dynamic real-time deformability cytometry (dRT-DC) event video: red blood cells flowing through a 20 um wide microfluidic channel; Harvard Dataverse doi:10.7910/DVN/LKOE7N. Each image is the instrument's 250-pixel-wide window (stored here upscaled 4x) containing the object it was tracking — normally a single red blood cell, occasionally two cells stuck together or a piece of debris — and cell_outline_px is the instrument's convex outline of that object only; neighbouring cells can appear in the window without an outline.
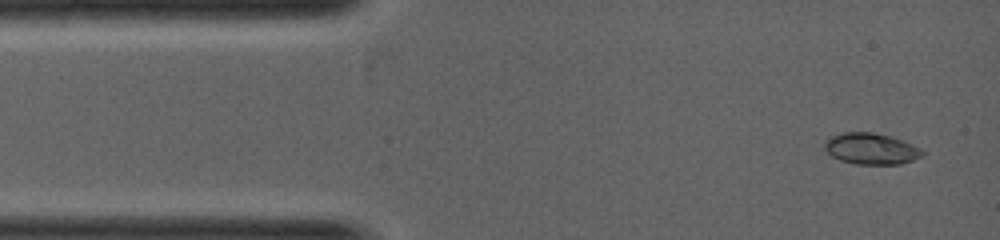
{"species": "common noctule bat (a hibernating species)", "species_latin": "Nyctalus noctula", "temperature_condition": "warm", "stored_images_in_passage": 6, "camera_frame_rate_fps": 5000, "um_per_image_px": 0.085, "animal": {"sex": "female", "body_mass_g": 19.0, "forearm_length_mm": 53.3}, "frame": {"image": 1, "passage_image": 1, "time_ms": 0.0, "image_size_px": [1000, 240], "cell_outline_px": [[924, 156], [900, 164], [856, 164], [840, 160], [832, 156], [824, 148], [824, 140], [828, 136], [840, 132], [872, 132], [888, 136], [912, 144], [920, 148], [924, 152]], "centroid_in_image_um": [74.0, 12.63], "position_along_channel_um": 11.0, "area_um2": 17.86}}
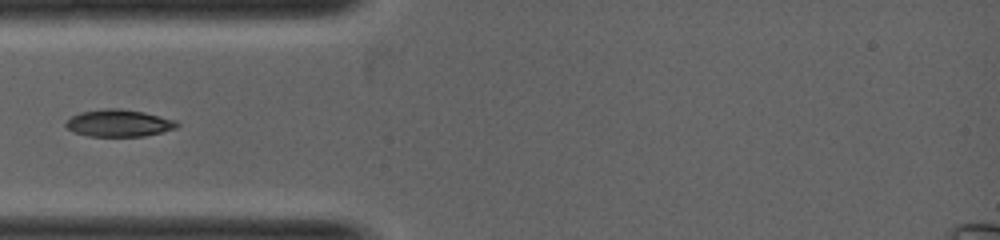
{"frame": {"image": 2, "passage_image": 5, "time_ms": 1.6, "image_size_px": [1000, 240], "cell_outline_px": [[180, 124], [176, 128], [144, 136], [88, 136], [72, 132], [64, 124], [72, 116], [80, 112], [104, 108], [120, 108], [144, 112], [176, 120]], "centroid_in_image_um": [10.09, 10.46], "position_along_channel_um": 74.9, "area_um2": 17.57}}
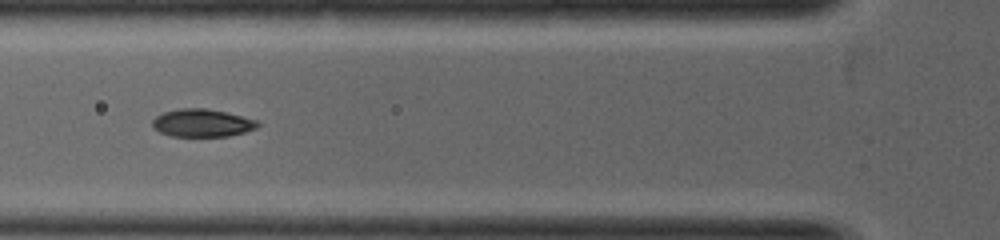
{"frame": {"image": 3, "passage_image": 6, "time_ms": 2.0, "image_size_px": [1000, 240], "cell_outline_px": [[260, 124], [256, 128], [244, 132], [228, 136], [172, 136], [160, 132], [152, 128], [152, 120], [156, 116], [164, 112], [180, 108], [208, 108], [260, 120]], "centroid_in_image_um": [17.19, 10.44], "position_along_channel_um": 108.6, "area_um2": 17.17}}